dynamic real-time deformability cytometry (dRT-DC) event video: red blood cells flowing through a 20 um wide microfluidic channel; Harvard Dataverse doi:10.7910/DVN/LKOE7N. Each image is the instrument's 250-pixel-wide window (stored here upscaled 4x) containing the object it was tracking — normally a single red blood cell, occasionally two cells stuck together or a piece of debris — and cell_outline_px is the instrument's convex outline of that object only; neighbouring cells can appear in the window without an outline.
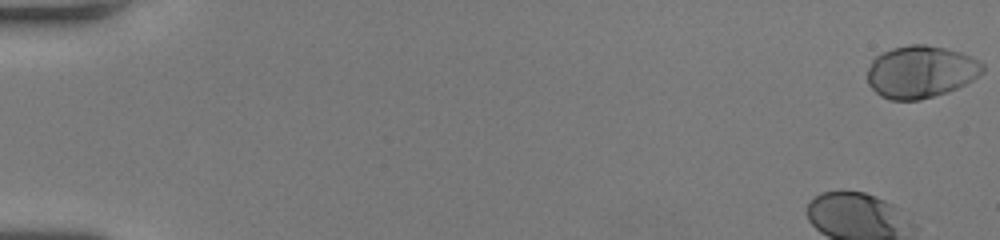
{"species": "human", "species_latin": "Homo sapiens", "temperature_condition": "room temperature", "stored_images_in_passage": 42, "camera_frame_rate_fps": 3000, "um_per_image_px": 0.085, "donor": {"sex": "female"}, "frame": {"image": 1, "passage_image": 1, "time_ms": 0.0, "image_size_px": [1000, 240], "cell_outline_px": [[984, 72], [972, 80], [948, 92], [920, 100], [888, 100], [880, 96], [868, 84], [868, 68], [872, 60], [876, 56], [892, 48], [908, 44], [924, 44], [944, 48], [960, 52], [984, 64]], "centroid_in_image_um": [78.24, 6.11], "position_along_channel_um": 6.8, "area_um2": 35.08}}
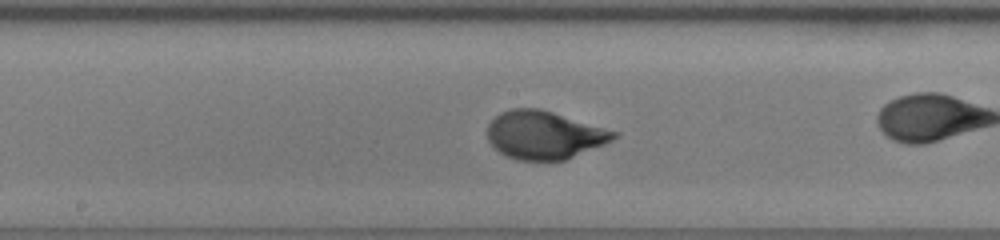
{"frame": {"image": 2, "passage_image": 28, "time_ms": 9.0, "image_size_px": [1000, 240], "cell_outline_px": [[620, 132], [612, 140], [604, 144], [564, 160], [516, 160], [504, 156], [488, 140], [488, 124], [500, 112], [512, 108], [540, 108]], "centroid_in_image_um": [46.25, 11.47], "position_along_channel_um": 201.9, "area_um2": 35.32}}
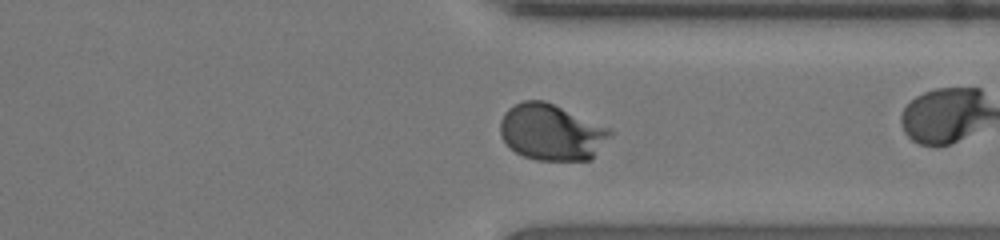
{"frame": {"image": 3, "passage_image": 40, "time_ms": 13.0, "image_size_px": [1000, 240], "cell_outline_px": [[616, 132], [592, 160], [536, 160], [524, 156], [516, 152], [500, 136], [500, 120], [504, 112], [508, 108], [524, 100], [544, 100], [612, 128]], "centroid_in_image_um": [46.94, 11.24], "position_along_channel_um": 364.5, "area_um2": 36.53}}